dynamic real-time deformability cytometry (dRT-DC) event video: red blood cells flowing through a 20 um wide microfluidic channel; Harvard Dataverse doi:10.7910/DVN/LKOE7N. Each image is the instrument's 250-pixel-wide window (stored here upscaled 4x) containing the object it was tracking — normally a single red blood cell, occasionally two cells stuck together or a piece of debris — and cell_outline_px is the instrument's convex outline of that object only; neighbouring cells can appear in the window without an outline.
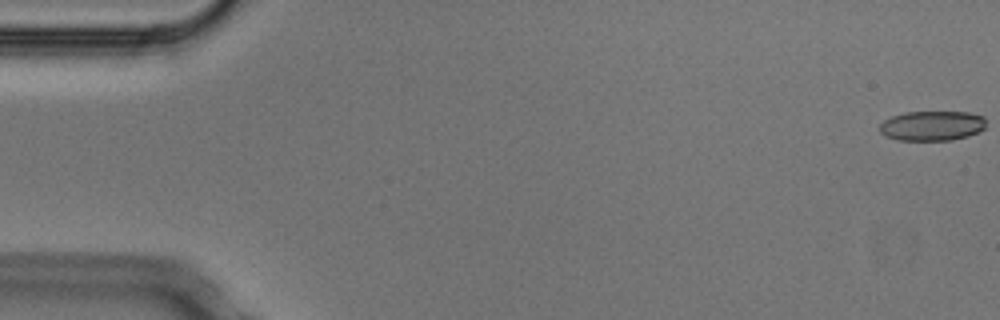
{"species": "Egyptian fruit bat (a non-hibernating species)", "species_latin": "Rousettus aegyptiacus", "temperature_condition": "cold", "stored_images_in_passage": 5, "camera_frame_rate_fps": 3000, "um_per_image_px": 0.085, "animal": {"sex": "male"}, "frame": {"image": 1, "passage_image": 1, "time_ms": 0.0, "image_size_px": [1000, 320], "cell_outline_px": [[984, 128], [980, 132], [968, 136], [952, 140], [896, 140], [884, 136], [880, 132], [880, 124], [884, 120], [892, 116], [904, 112], [968, 112], [984, 116]], "centroid_in_image_um": [79.21, 10.69], "position_along_channel_um": 5.8, "area_um2": 18.61}}
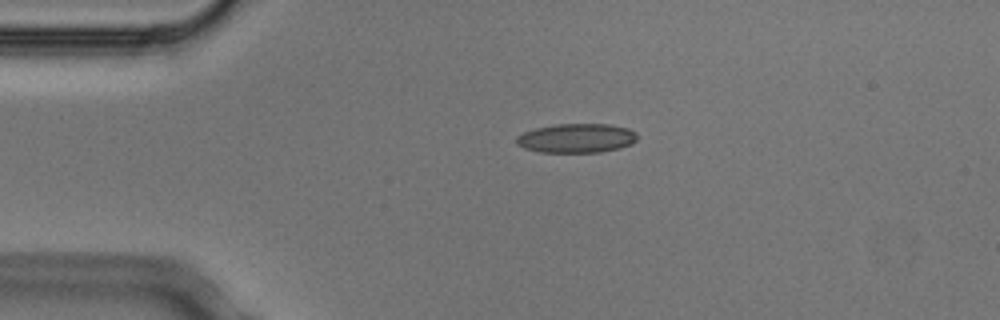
{"frame": {"image": 2, "passage_image": 4, "time_ms": 1.0, "image_size_px": [1000, 320], "cell_outline_px": [[636, 140], [632, 144], [620, 148], [600, 152], [540, 152], [524, 148], [516, 144], [516, 136], [524, 132], [536, 128], [556, 124], [608, 124], [628, 128], [636, 132]], "centroid_in_image_um": [49.0, 11.74], "position_along_channel_um": 36.0, "area_um2": 20.58}}